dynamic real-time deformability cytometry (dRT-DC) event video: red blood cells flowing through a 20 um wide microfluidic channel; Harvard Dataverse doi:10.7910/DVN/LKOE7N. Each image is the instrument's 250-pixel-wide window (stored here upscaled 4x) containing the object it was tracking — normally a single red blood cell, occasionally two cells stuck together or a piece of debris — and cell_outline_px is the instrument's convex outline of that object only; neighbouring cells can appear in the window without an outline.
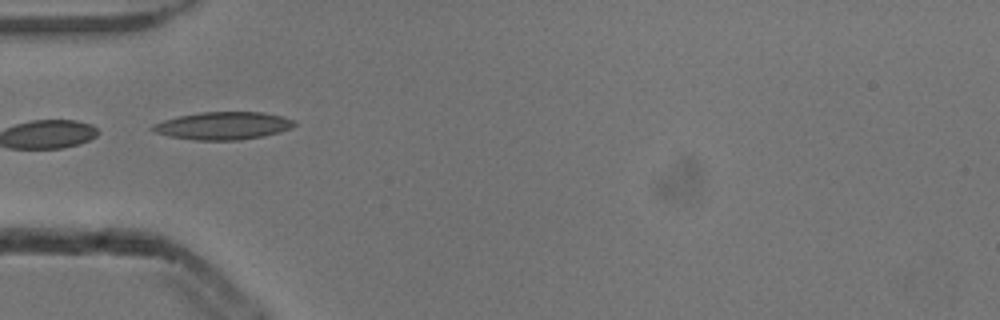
{"species": "common noctule bat (a hibernating species)", "species_latin": "Nyctalus noctula", "temperature_condition": "cold", "stored_images_in_passage": 5, "camera_frame_rate_fps": 3000, "um_per_image_px": 0.085, "animal": {"sex": "male", "body_mass_g": 13.3}, "frame": {"image": 1, "passage_image": 5, "time_ms": 1.333, "image_size_px": [1000, 320], "cell_outline_px": [[296, 124], [292, 128], [280, 132], [264, 136], [240, 140], [196, 140], [168, 136], [152, 132], [148, 128], [152, 124], [164, 120], [180, 116], [200, 112], [264, 112], [284, 116], [296, 120]], "centroid_in_image_um": [18.98, 10.69], "position_along_channel_um": 66.0, "area_um2": 23.18}}